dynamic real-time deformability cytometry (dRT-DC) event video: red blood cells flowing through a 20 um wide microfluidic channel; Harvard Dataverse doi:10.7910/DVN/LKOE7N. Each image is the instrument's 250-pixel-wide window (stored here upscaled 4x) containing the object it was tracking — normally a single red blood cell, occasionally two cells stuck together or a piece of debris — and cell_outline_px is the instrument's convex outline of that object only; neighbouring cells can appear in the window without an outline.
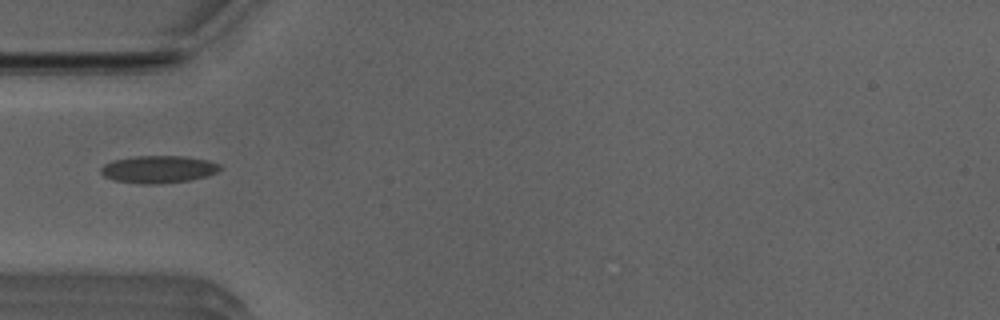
{"species": "Egyptian fruit bat (a non-hibernating species)", "species_latin": "Rousettus aegyptiacus", "temperature_condition": "room temperature", "stored_images_in_passage": 36, "camera_frame_rate_fps": 3000, "um_per_image_px": 0.085, "animal": {"sex": "male"}, "frame": {"image": 1, "passage_image": 1, "time_ms": 0.0, "image_size_px": [1000, 320], "cell_outline_px": [[220, 168], [216, 172], [208, 176], [188, 180], [156, 184], [140, 184], [112, 180], [104, 176], [100, 172], [100, 168], [104, 164], [112, 160], [136, 156], [184, 156], [208, 160], [220, 164]], "centroid_in_image_um": [13.43, 14.39], "position_along_channel_um": 71.6, "area_um2": 19.07}}
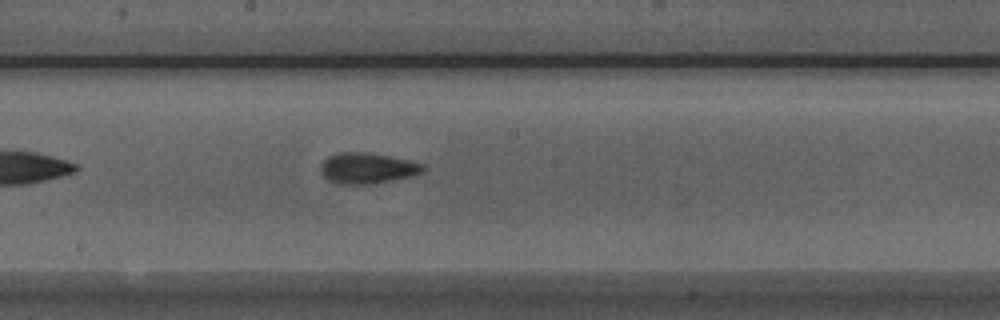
{"frame": {"image": 2, "passage_image": 12, "time_ms": 3.667, "image_size_px": [1000, 320], "cell_outline_px": [[428, 168], [424, 172], [412, 176], [368, 184], [336, 184], [328, 180], [320, 172], [320, 164], [328, 156], [336, 152], [364, 152], [388, 156], [408, 160], [424, 164]], "centroid_in_image_um": [31.21, 14.29], "position_along_channel_um": 217.0, "area_um2": 18.5}}
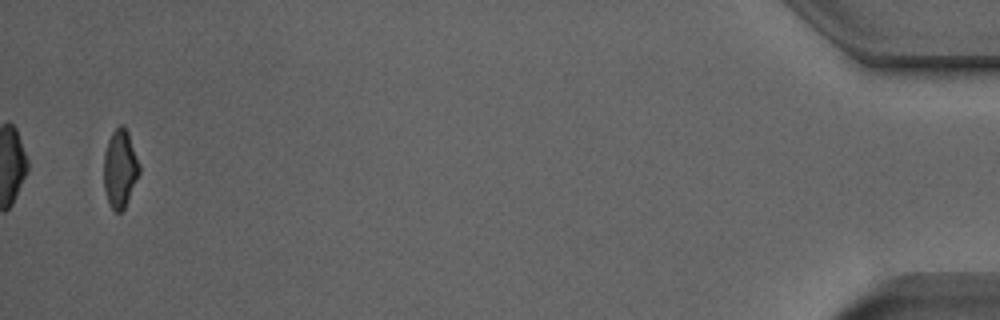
{"frame": {"image": 3, "passage_image": 35, "time_ms": 11.333, "image_size_px": [1000, 320], "cell_outline_px": [[140, 172], [124, 208], [120, 212], [116, 212], [112, 208], [108, 200], [104, 188], [104, 156], [108, 140], [112, 132], [120, 124], [124, 124], [128, 132], [140, 164]], "centroid_in_image_um": [10.21, 14.29], "position_along_channel_um": 425.0, "area_um2": 16.01}}